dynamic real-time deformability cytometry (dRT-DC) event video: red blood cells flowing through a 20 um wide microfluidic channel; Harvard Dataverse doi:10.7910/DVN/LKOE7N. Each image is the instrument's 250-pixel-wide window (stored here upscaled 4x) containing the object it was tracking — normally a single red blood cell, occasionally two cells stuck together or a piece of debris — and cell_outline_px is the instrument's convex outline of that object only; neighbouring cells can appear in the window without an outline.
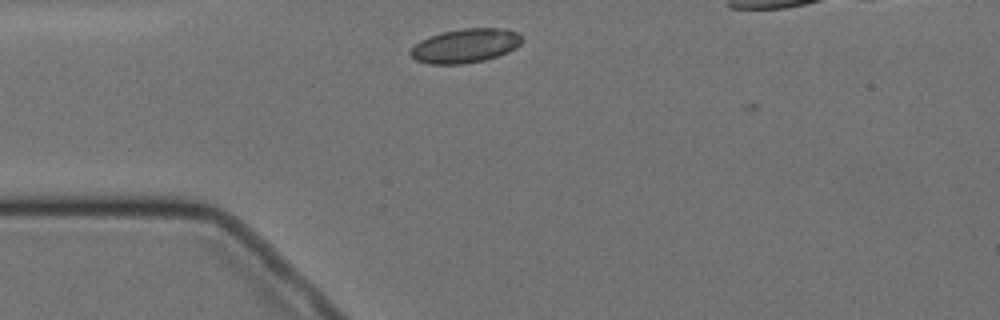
{"species": "Egyptian fruit bat (a non-hibernating species)", "species_latin": "Rousettus aegyptiacus", "temperature_condition": "cold", "stored_images_in_passage": 3, "camera_frame_rate_fps": 3000, "um_per_image_px": 0.085, "animal": {"sex": "female"}, "frame": {"image": 1, "passage_image": 1, "time_ms": 0.0, "image_size_px": [1000, 320], "cell_outline_px": [[524, 40], [516, 48], [508, 52], [484, 60], [460, 64], [428, 64], [416, 60], [408, 52], [420, 40], [440, 32], [464, 28], [504, 28], [516, 32]], "centroid_in_image_um": [39.55, 3.88], "position_along_channel_um": 45.5, "area_um2": 22.14}}
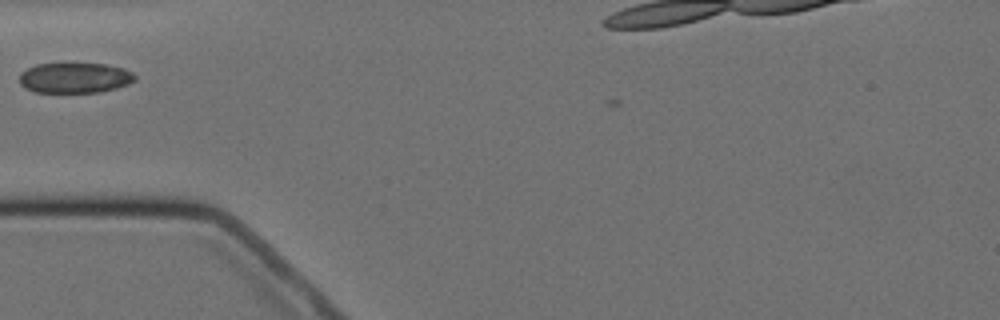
{"frame": {"image": 2, "passage_image": 2, "time_ms": 1.333, "image_size_px": [1000, 320], "cell_outline_px": [[136, 80], [128, 84], [116, 88], [100, 92], [32, 92], [24, 88], [20, 84], [20, 72], [36, 64], [72, 60], [104, 64], [124, 68], [132, 72], [136, 76]], "centroid_in_image_um": [6.34, 6.56], "position_along_channel_um": 78.7, "area_um2": 21.44}}